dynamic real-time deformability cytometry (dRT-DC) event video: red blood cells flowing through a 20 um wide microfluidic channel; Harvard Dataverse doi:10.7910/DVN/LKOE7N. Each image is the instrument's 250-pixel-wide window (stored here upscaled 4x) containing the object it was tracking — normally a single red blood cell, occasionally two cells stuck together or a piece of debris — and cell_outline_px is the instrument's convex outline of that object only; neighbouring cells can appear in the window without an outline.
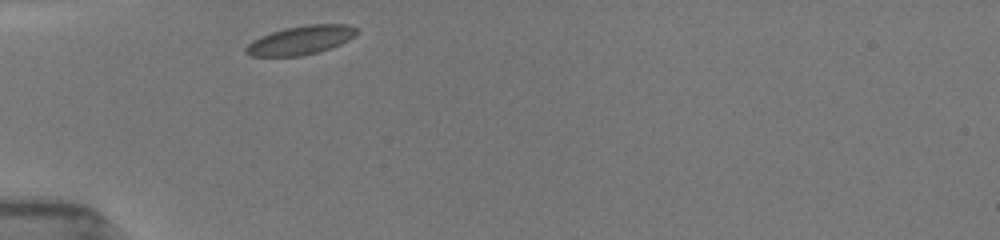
{"species": "common noctule bat (a hibernating species)", "species_latin": "Nyctalus noctula", "temperature_condition": "room temperature", "stored_images_in_passage": 29, "camera_frame_rate_fps": 3000, "um_per_image_px": 0.085, "animal": {"sex": "female", "body_mass_g": 19.5, "forearm_length_mm": 54.1}, "frame": {"image": 1, "passage_image": 1, "time_ms": 0.0, "image_size_px": [1000, 240], "cell_outline_px": [[360, 32], [356, 36], [340, 44], [320, 52], [300, 56], [252, 56], [244, 52], [244, 48], [252, 40], [260, 36], [284, 28], [308, 24], [348, 24], [356, 28]], "centroid_in_image_um": [25.58, 3.41], "position_along_channel_um": 59.4, "area_um2": 18.79}}
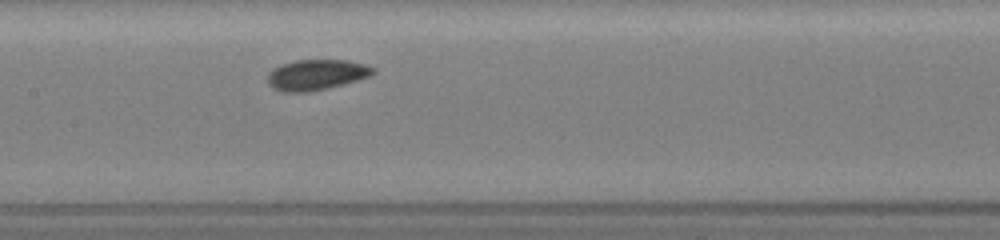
{"frame": {"image": 2, "passage_image": 11, "time_ms": 3.333, "image_size_px": [1000, 240], "cell_outline_px": [[376, 72], [372, 76], [344, 84], [328, 88], [308, 92], [280, 92], [272, 88], [268, 84], [268, 72], [272, 68], [280, 64], [296, 60], [348, 60], [364, 64], [376, 68]], "centroid_in_image_um": [26.89, 6.36], "position_along_channel_um": 180.5, "area_um2": 19.13}}
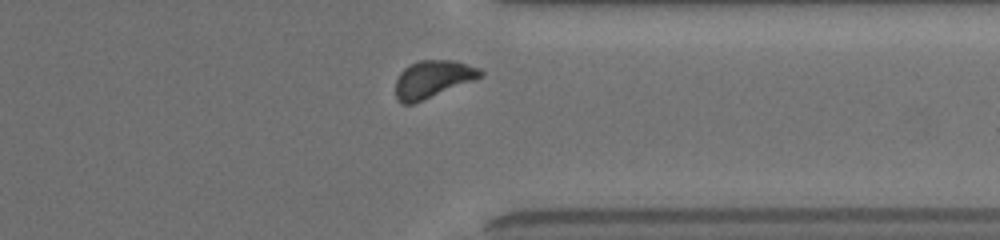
{"frame": {"image": 3, "passage_image": 26, "time_ms": 8.333, "image_size_px": [1000, 240], "cell_outline_px": [[484, 76], [412, 104], [400, 104], [396, 96], [396, 80], [400, 72], [408, 64], [420, 60], [456, 60], [480, 68], [484, 72]], "centroid_in_image_um": [36.79, 6.7], "position_along_channel_um": 374.6, "area_um2": 18.5}, "authors_computed_cell_mechanics": {"area_um2": 18.6694, "velocity_mm_per_s": 3.896, "shape_relaxation_time_tau1_ms": 2.0235, "shape_relaxation_time_tau2_ms": null, "deformation_change_tau1": 0.0491, "deformation_change_tau2": null}}